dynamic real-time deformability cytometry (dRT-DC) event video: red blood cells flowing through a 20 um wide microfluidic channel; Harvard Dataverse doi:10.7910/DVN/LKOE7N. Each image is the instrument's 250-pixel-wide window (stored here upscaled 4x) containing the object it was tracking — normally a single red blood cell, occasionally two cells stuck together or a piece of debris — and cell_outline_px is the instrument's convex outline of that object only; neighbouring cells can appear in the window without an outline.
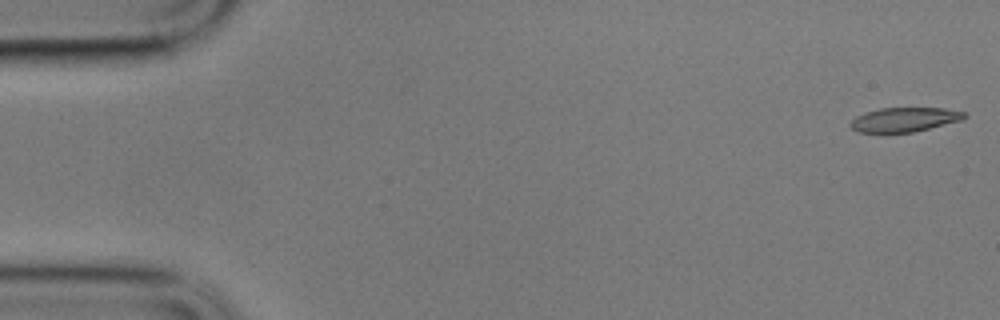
{"species": "common noctule bat (a hibernating species)", "species_latin": "Nyctalus noctula", "temperature_condition": "cold", "stored_images_in_passage": 58, "camera_frame_rate_fps": 3000, "um_per_image_px": 0.085, "animal": {"sex": "male", "body_mass_g": 17.9}, "frame": {"image": 1, "passage_image": 1, "time_ms": 0.0, "image_size_px": [1000, 320], "cell_outline_px": [[968, 116], [964, 120], [912, 132], [856, 132], [848, 124], [856, 116], [864, 112], [880, 108], [944, 108], [964, 112]], "centroid_in_image_um": [76.88, 10.16], "position_along_channel_um": 8.1, "area_um2": 16.18}}
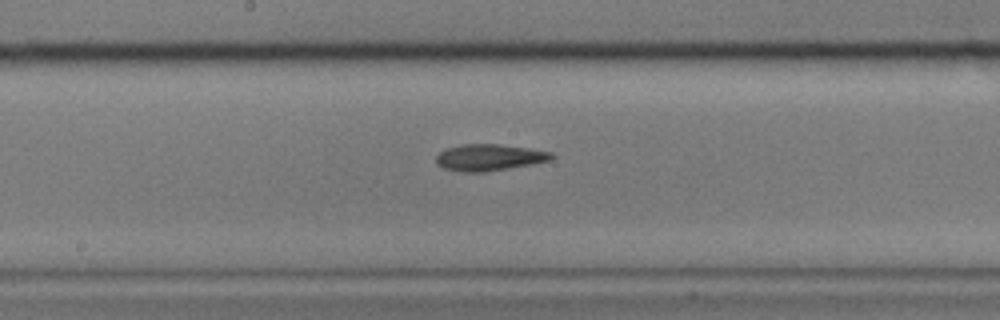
{"frame": {"image": 2, "passage_image": 30, "time_ms": 9.667, "image_size_px": [1000, 320], "cell_outline_px": [[556, 156], [552, 160], [532, 164], [484, 172], [464, 172], [444, 168], [436, 164], [436, 156], [440, 152], [448, 148], [464, 144], [496, 144], [528, 148], [552, 152]], "centroid_in_image_um": [41.61, 13.38], "position_along_channel_um": 206.6, "area_um2": 17.74}}
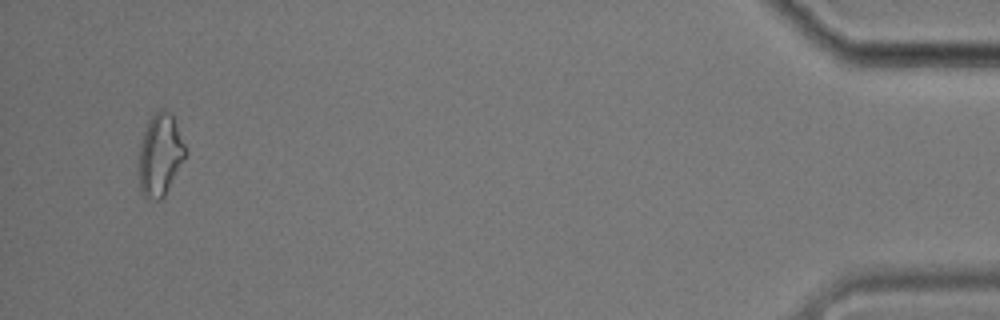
{"frame": {"image": 3, "passage_image": 56, "time_ms": 18.333, "image_size_px": [1000, 320], "cell_outline_px": [[188, 152], [184, 160], [164, 196], [160, 200], [156, 200], [144, 196], [140, 192], [140, 148], [144, 132], [148, 120], [160, 108], [164, 108], [172, 116], [176, 124]], "centroid_in_image_um": [13.63, 13.16], "position_along_channel_um": 421.6, "area_um2": 21.91}, "authors_computed_cell_mechanics": {"area_um2": 17.8024, "velocity_mm_per_s": 3.3882, "shape_relaxation_time_tau1_ms": 9.1751, "shape_relaxation_time_tau2_ms": null, "deformation_change_tau1": 0.1665, "deformation_change_tau2": null}}